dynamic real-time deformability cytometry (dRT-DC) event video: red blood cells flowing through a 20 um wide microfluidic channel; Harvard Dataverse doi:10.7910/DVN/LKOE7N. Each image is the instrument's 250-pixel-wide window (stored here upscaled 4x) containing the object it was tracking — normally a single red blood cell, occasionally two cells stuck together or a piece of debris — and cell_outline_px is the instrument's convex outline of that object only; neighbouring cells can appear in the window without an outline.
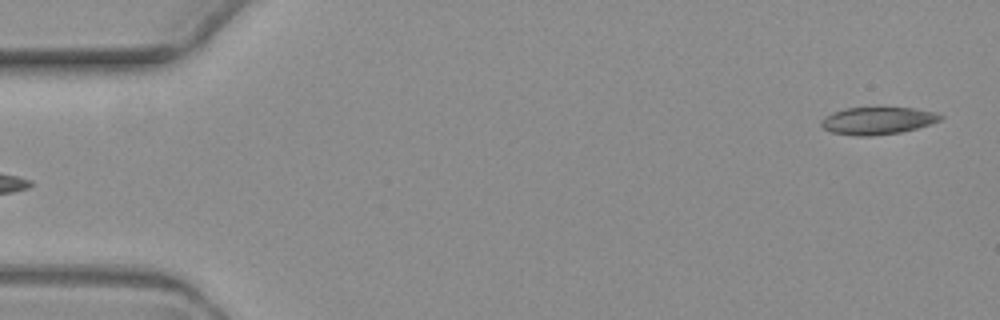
{"species": "common noctule bat (a hibernating species)", "species_latin": "Nyctalus noctula", "temperature_condition": "warm", "stored_images_in_passage": 3, "segment_of_instrument_passage": [2, 2], "camera_frame_rate_fps": 3000, "um_per_image_px": 0.085, "animal": {"sex": "female", "body_mass_g": 19.3, "forearm_length_mm": 54.1}, "frame": {"image": 1, "passage_image": 3, "time_ms": 2.333, "image_size_px": [1000, 320], "cell_outline_px": [[944, 116], [940, 120], [916, 128], [900, 132], [868, 136], [856, 136], [832, 132], [824, 128], [820, 124], [820, 120], [824, 116], [832, 112], [844, 108], [912, 108], [936, 112]], "centroid_in_image_um": [74.55, 10.25], "position_along_channel_um": 10.4, "area_um2": 18.84}}